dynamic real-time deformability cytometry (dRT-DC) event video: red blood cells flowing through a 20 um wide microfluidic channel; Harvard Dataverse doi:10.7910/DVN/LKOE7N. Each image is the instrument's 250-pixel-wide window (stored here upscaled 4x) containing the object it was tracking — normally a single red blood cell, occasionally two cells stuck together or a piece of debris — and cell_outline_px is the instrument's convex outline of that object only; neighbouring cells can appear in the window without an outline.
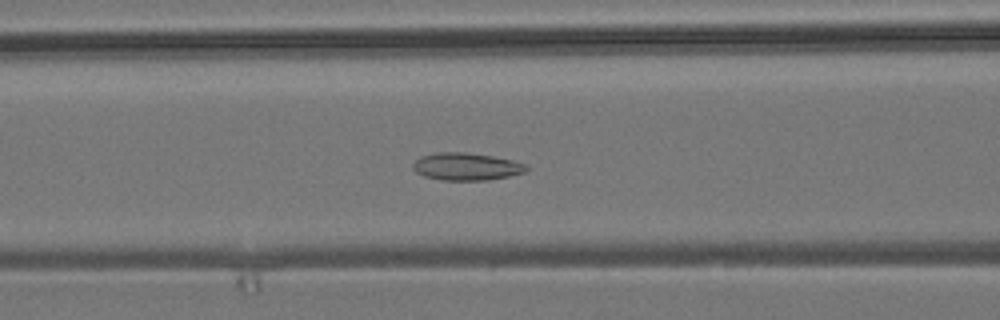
{"species": "common noctule bat (a hibernating species)", "species_latin": "Nyctalus noctula", "temperature_condition": "room temperature", "stored_images_in_passage": 25, "camera_frame_rate_fps": 3000, "um_per_image_px": 0.085, "animal": {"sex": "male", "body_mass_g": 19.2, "forearm_length_mm": 51.8}, "frame": {"image": 1, "passage_image": 7, "time_ms": 2.0, "image_size_px": [1000, 320], "cell_outline_px": [[528, 168], [524, 172], [508, 176], [488, 180], [444, 180], [424, 176], [416, 172], [412, 168], [412, 164], [420, 156], [436, 152], [464, 152], [492, 156], [512, 160], [524, 164]], "centroid_in_image_um": [39.59, 14.15], "position_along_channel_um": 127.0, "area_um2": 18.03}}
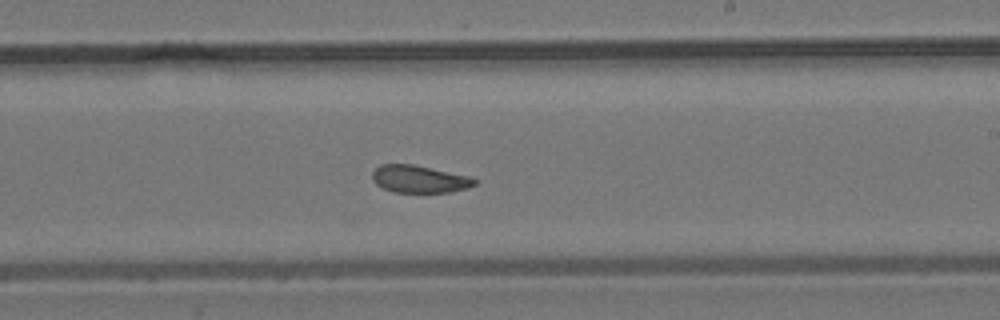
{"frame": {"image": 2, "passage_image": 17, "time_ms": 5.333, "image_size_px": [1000, 320], "cell_outline_px": [[476, 184], [468, 188], [448, 192], [392, 192], [376, 184], [372, 180], [372, 172], [380, 164], [412, 164], [468, 176], [476, 180]], "centroid_in_image_um": [35.61, 15.22], "position_along_channel_um": 253.4, "area_um2": 16.18}}
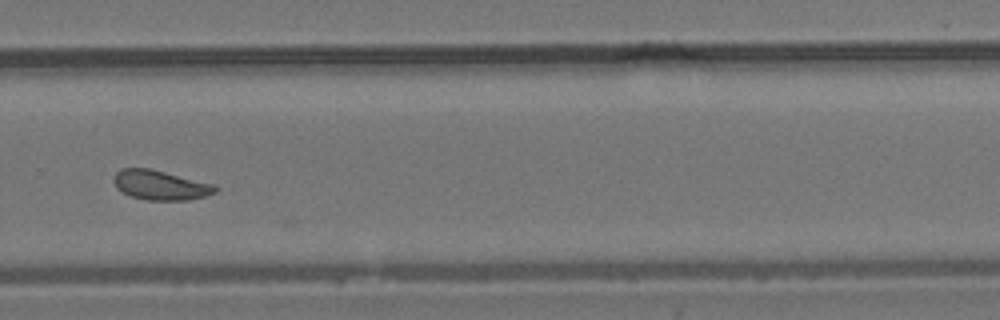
{"frame": {"image": 3, "passage_image": 22, "time_ms": 7.0, "image_size_px": [1000, 320], "cell_outline_px": [[220, 188], [216, 192], [204, 196], [188, 200], [148, 200], [132, 196], [120, 192], [116, 188], [112, 180], [116, 172], [120, 168], [148, 168], [216, 184]], "centroid_in_image_um": [13.63, 15.73], "position_along_channel_um": 316.2, "area_um2": 17.69}}